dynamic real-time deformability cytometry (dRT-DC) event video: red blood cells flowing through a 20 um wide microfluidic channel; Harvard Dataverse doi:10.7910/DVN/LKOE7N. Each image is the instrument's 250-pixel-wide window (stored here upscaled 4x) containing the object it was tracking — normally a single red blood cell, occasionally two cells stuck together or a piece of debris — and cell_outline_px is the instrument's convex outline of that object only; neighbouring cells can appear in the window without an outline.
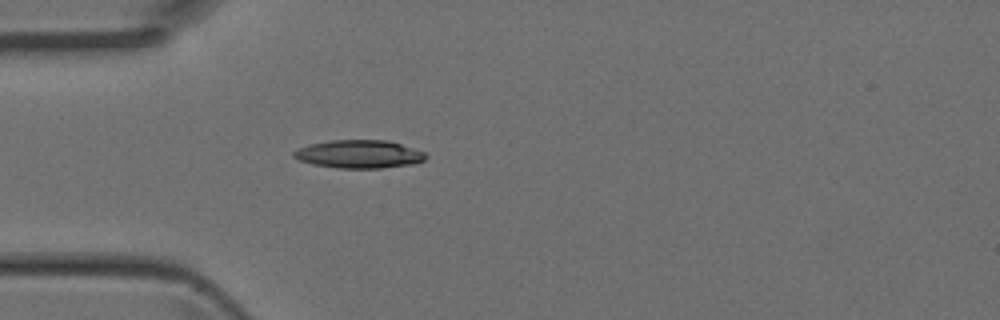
{"species": "Egyptian fruit bat (a non-hibernating species)", "species_latin": "Rousettus aegyptiacus", "temperature_condition": "room temperature", "stored_images_in_passage": 4, "camera_frame_rate_fps": 3000, "um_per_image_px": 0.085, "animal": {"sex": "female"}, "frame": {"image": 1, "passage_image": 4, "time_ms": 1.0, "image_size_px": [1000, 320], "cell_outline_px": [[428, 156], [424, 160], [412, 164], [380, 168], [336, 168], [312, 164], [300, 160], [292, 156], [292, 152], [308, 144], [332, 140], [388, 140], [424, 152]], "centroid_in_image_um": [30.5, 13.1], "position_along_channel_um": 54.5, "area_um2": 21.56}}